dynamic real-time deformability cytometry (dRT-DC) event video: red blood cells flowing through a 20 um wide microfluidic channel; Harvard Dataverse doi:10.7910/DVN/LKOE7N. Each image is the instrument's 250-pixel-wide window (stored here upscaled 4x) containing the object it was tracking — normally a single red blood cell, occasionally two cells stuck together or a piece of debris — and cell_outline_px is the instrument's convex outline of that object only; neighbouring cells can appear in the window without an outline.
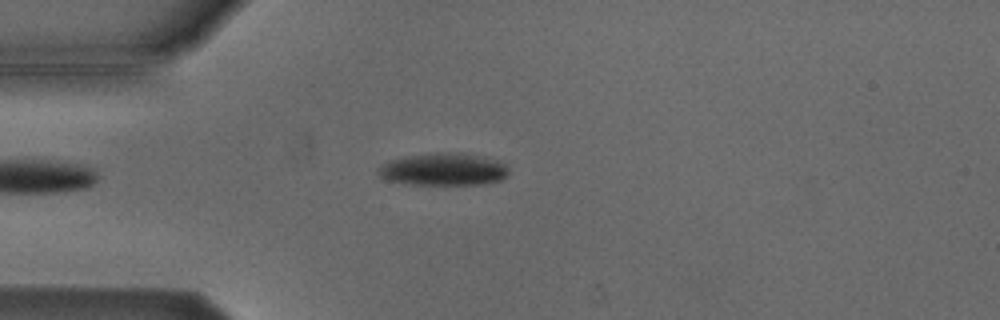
{"species": "Egyptian fruit bat (a non-hibernating species)", "species_latin": "Rousettus aegyptiacus", "temperature_condition": "cold", "stored_images_in_passage": 1, "camera_frame_rate_fps": 3000, "um_per_image_px": 0.085, "animal": {"sex": "male"}, "frame": {"image": 1, "passage_image": 1, "time_ms": 0.0, "image_size_px": [1000, 320], "cell_outline_px": [[508, 176], [500, 180], [484, 184], [408, 184], [380, 180], [376, 172], [384, 164], [392, 160], [404, 156], [436, 152], [460, 152], [500, 160], [508, 168]], "centroid_in_image_um": [37.68, 14.39], "position_along_channel_um": 47.3, "area_um2": 24.97}}